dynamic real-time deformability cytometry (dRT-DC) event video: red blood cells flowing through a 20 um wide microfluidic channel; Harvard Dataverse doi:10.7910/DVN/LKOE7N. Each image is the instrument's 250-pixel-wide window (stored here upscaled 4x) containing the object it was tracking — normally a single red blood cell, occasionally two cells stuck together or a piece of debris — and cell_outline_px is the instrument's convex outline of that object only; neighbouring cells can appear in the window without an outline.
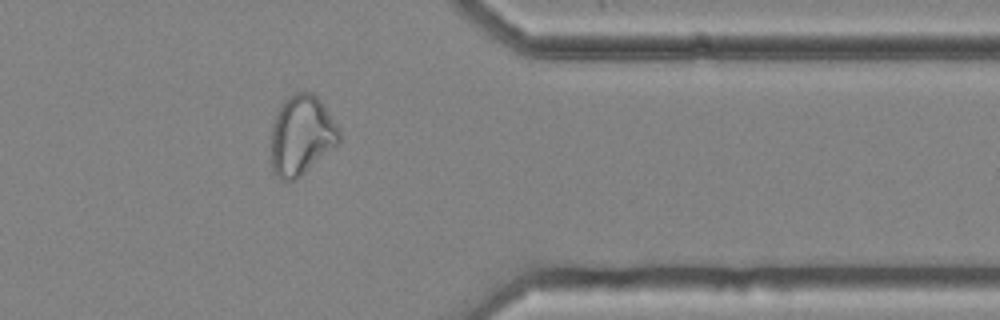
{"species": "common noctule bat (a hibernating species)", "species_latin": "Nyctalus noctula", "temperature_condition": "cold", "stored_images_in_passage": 46, "camera_frame_rate_fps": 3000, "um_per_image_px": 0.085, "animal": {"sex": "female", "body_mass_g": 25.1}, "frame": {"image": 1, "passage_image": 45, "time_ms": 14.667, "image_size_px": [1000, 320], "cell_outline_px": [[340, 140], [336, 144], [296, 180], [280, 180], [272, 172], [272, 124], [284, 100], [288, 96], [296, 92], [312, 92], [320, 100], [340, 128]], "centroid_in_image_um": [25.62, 11.49], "position_along_channel_um": 385.8, "area_um2": 31.27}}